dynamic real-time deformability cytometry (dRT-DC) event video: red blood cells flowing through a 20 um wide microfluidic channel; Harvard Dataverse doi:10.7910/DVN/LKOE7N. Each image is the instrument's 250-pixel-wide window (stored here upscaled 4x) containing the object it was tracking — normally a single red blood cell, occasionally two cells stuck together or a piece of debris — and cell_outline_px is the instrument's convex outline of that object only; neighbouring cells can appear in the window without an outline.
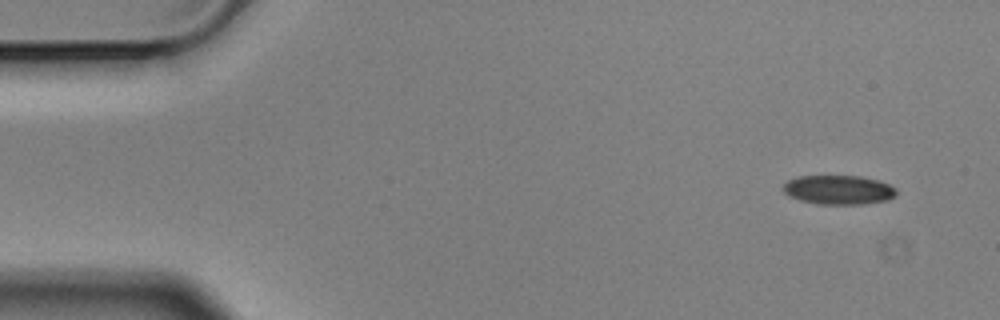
{"species": "Egyptian fruit bat (a non-hibernating species)", "species_latin": "Rousettus aegyptiacus", "temperature_condition": "cold", "stored_images_in_passage": 5, "camera_frame_rate_fps": 3000, "um_per_image_px": 0.085, "animal": {"sex": "male"}, "frame": {"image": 1, "passage_image": 1, "time_ms": 0.0, "image_size_px": [1000, 320], "cell_outline_px": [[896, 196], [888, 200], [864, 204], [816, 204], [800, 200], [788, 196], [784, 192], [784, 184], [788, 180], [796, 176], [860, 176], [876, 180], [888, 184], [896, 188]], "centroid_in_image_um": [71.27, 16.14], "position_along_channel_um": 13.7, "area_um2": 19.31}}
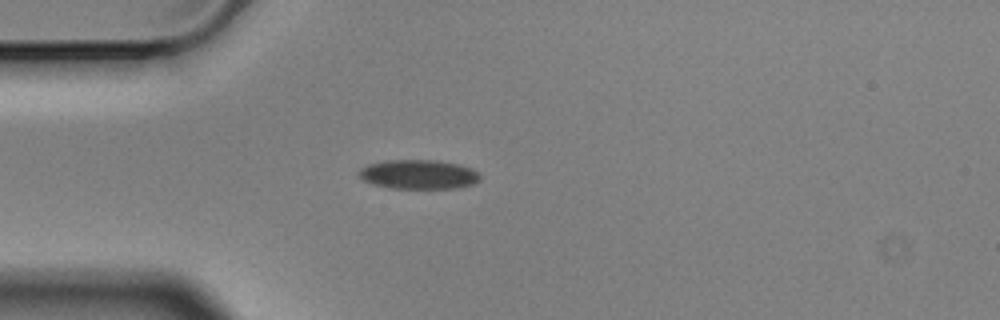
{"frame": {"image": 2, "passage_image": 4, "time_ms": 1.0, "image_size_px": [1000, 320], "cell_outline_px": [[480, 180], [472, 184], [460, 188], [388, 188], [372, 184], [364, 180], [356, 172], [360, 168], [368, 164], [384, 160], [436, 160], [456, 164], [472, 168], [480, 176]], "centroid_in_image_um": [35.54, 14.82], "position_along_channel_um": 49.5, "area_um2": 20.75}}